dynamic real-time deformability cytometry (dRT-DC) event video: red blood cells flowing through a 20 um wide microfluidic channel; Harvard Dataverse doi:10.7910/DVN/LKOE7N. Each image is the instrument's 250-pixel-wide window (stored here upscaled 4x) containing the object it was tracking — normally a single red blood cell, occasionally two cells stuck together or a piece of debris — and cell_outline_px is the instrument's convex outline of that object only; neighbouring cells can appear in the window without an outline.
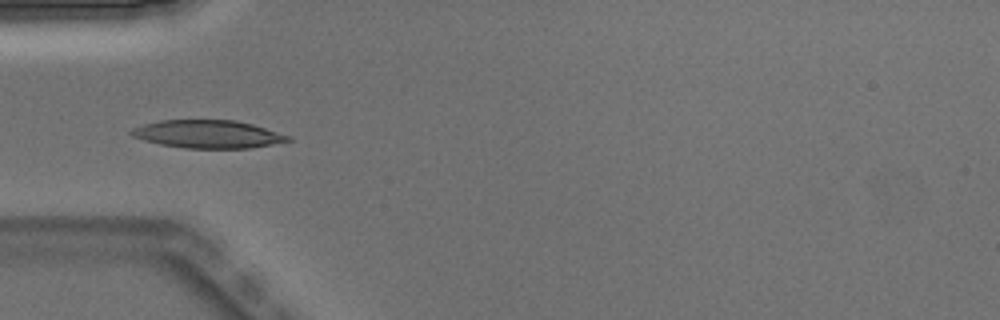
{"species": "Egyptian fruit bat (a non-hibernating species)", "species_latin": "Rousettus aegyptiacus", "temperature_condition": "warm", "stored_images_in_passage": 2, "camera_frame_rate_fps": 3000, "um_per_image_px": 0.085, "animal": {"sex": "male"}, "frame": {"image": 1, "passage_image": 2, "time_ms": 0.333, "image_size_px": [1000, 320], "cell_outline_px": [[292, 140], [272, 144], [248, 148], [184, 148], [160, 144], [144, 140], [132, 136], [128, 132], [132, 128], [144, 124], [160, 120], [236, 120], [252, 124], [292, 136]], "centroid_in_image_um": [17.66, 11.4], "position_along_channel_um": 67.3, "area_um2": 25.49}}